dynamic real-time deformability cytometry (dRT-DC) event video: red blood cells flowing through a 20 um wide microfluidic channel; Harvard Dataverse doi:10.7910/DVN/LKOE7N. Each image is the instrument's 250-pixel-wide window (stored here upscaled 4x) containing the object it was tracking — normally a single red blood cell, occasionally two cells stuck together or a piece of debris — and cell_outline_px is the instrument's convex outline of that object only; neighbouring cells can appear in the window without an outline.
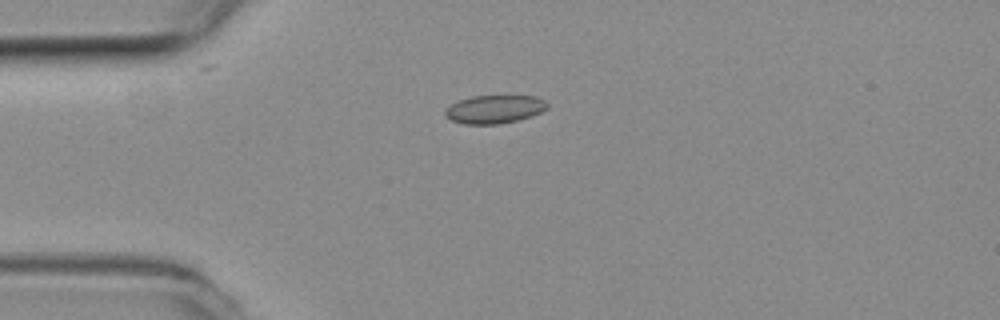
{"species": "common noctule bat (a hibernating species)", "species_latin": "Nyctalus noctula", "temperature_condition": "room temperature", "stored_images_in_passage": 6, "camera_frame_rate_fps": 3000, "um_per_image_px": 0.085, "animal": {"sex": "female", "body_mass_g": 19.3, "forearm_length_mm": 54.1}, "frame": {"image": 1, "passage_image": 1, "time_ms": 0.0, "image_size_px": [1000, 320], "cell_outline_px": [[548, 108], [540, 112], [516, 120], [500, 124], [464, 124], [452, 120], [444, 112], [452, 104], [460, 100], [472, 96], [536, 96], [544, 100], [548, 104]], "centroid_in_image_um": [42.05, 9.28], "position_along_channel_um": 42.9, "area_um2": 16.47}}
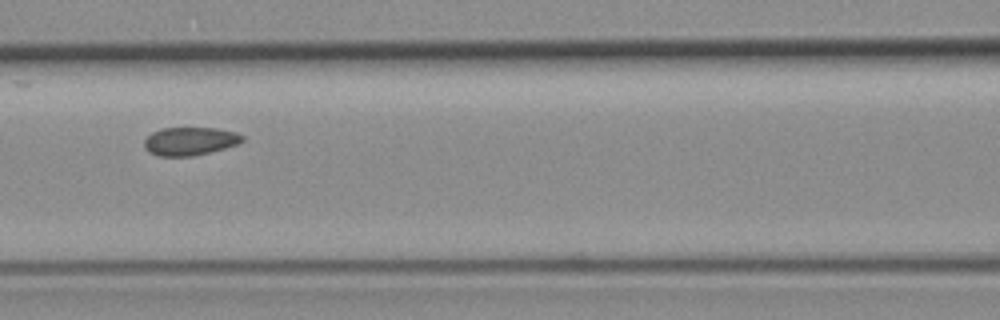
{"frame": {"image": 2, "passage_image": 4, "time_ms": 1.0, "image_size_px": [1000, 320], "cell_outline_px": [[244, 140], [236, 144], [224, 148], [192, 156], [156, 156], [148, 152], [144, 148], [144, 140], [152, 132], [160, 128], [216, 128], [236, 132], [244, 136]], "centroid_in_image_um": [16.1, 12.0], "position_along_channel_um": 150.5, "area_um2": 16.13}}
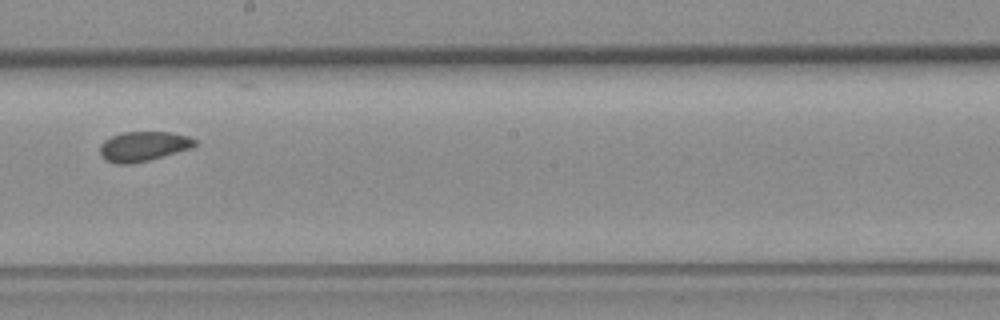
{"frame": {"image": 3, "passage_image": 6, "time_ms": 1.667, "image_size_px": [1000, 320], "cell_outline_px": [[196, 144], [192, 148], [148, 160], [132, 164], [116, 164], [104, 160], [100, 156], [100, 144], [104, 140], [112, 136], [124, 132], [168, 132], [188, 136], [196, 140]], "centroid_in_image_um": [12.15, 12.45], "position_along_channel_um": 236.1, "area_um2": 16.47}}